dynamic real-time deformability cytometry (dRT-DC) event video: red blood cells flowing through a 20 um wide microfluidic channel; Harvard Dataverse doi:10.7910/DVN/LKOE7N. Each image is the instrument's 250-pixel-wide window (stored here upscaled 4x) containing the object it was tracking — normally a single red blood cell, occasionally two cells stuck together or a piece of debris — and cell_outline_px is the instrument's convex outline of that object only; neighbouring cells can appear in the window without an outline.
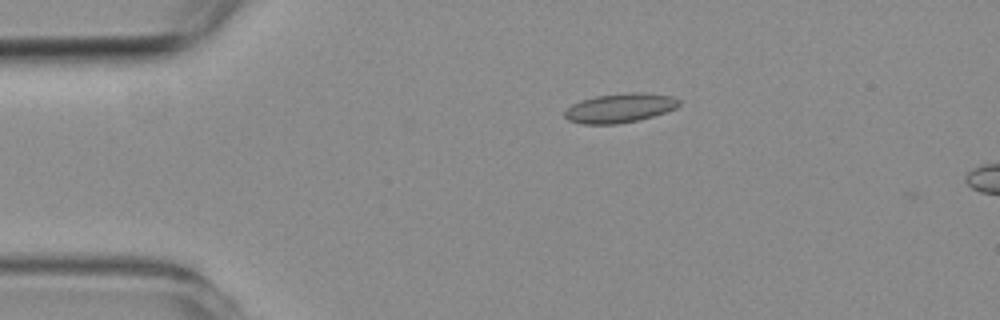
{"species": "common noctule bat (a hibernating species)", "species_latin": "Nyctalus noctula", "temperature_condition": "room temperature", "stored_images_in_passage": 6, "camera_frame_rate_fps": 3000, "um_per_image_px": 0.085, "animal": {"sex": "female", "body_mass_g": 19.3, "forearm_length_mm": 54.1}, "frame": {"image": 1, "passage_image": 3, "time_ms": 3.333, "image_size_px": [1000, 320], "cell_outline_px": [[680, 104], [676, 108], [652, 116], [636, 120], [616, 124], [580, 124], [568, 120], [564, 116], [564, 112], [572, 104], [580, 100], [596, 96], [636, 92], [640, 92], [672, 96], [680, 100]], "centroid_in_image_um": [52.66, 9.18], "position_along_channel_um": 32.3, "area_um2": 19.31}}
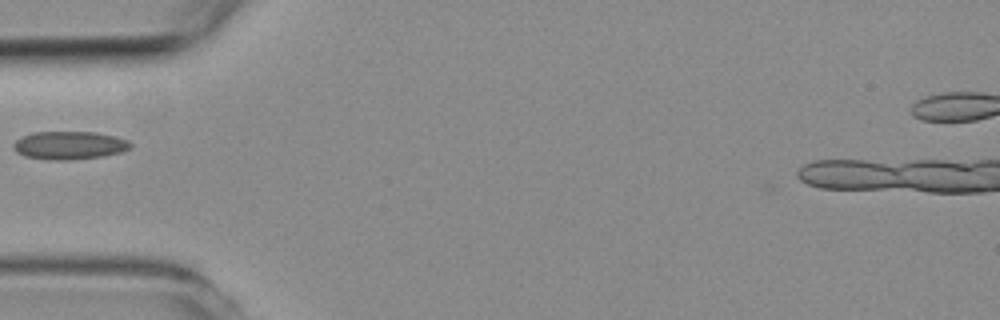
{"frame": {"image": 2, "passage_image": 5, "time_ms": 5.667, "image_size_px": [1000, 320], "cell_outline_px": [[132, 144], [128, 148], [120, 152], [104, 156], [72, 160], [52, 160], [24, 156], [16, 152], [12, 144], [16, 140], [32, 132], [96, 132], [116, 136], [128, 140]], "centroid_in_image_um": [5.89, 12.35], "position_along_channel_um": 79.1, "area_um2": 19.19}}
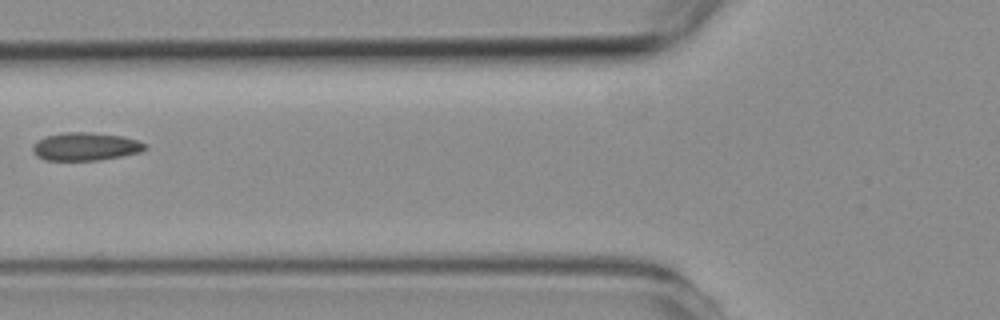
{"frame": {"image": 3, "passage_image": 6, "time_ms": 6.667, "image_size_px": [1000, 320], "cell_outline_px": [[148, 148], [140, 152], [100, 160], [44, 160], [36, 156], [32, 152], [32, 144], [48, 136], [64, 132], [92, 132], [124, 136], [136, 140], [144, 144]], "centroid_in_image_um": [7.25, 12.46], "position_along_channel_um": 118.5, "area_um2": 18.32}}